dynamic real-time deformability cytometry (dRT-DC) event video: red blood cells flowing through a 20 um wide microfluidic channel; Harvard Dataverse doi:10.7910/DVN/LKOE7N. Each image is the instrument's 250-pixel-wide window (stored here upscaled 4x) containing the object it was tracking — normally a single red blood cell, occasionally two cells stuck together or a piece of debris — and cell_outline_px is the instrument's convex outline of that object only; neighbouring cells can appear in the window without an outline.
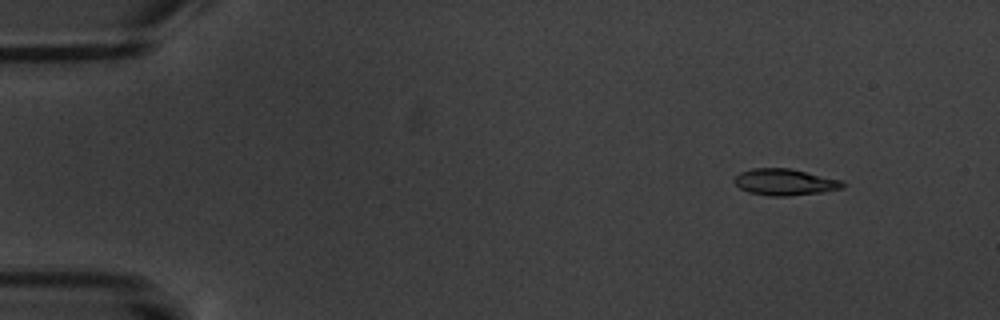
{"species": "common noctule bat (a hibernating species)", "species_latin": "Nyctalus noctula", "temperature_condition": "warm", "stored_images_in_passage": 5, "camera_frame_rate_fps": 3000, "um_per_image_px": 0.085, "animal": {"sex": "male", "body_mass_g": 20.1, "forearm_length_mm": 53.5}, "frame": {"image": 1, "passage_image": 2, "time_ms": 1.0, "image_size_px": [1000, 320], "cell_outline_px": [[848, 184], [844, 188], [820, 192], [788, 196], [772, 196], [748, 192], [740, 188], [732, 180], [740, 172], [752, 168], [792, 168], [844, 180]], "centroid_in_image_um": [66.77, 15.46], "position_along_channel_um": 18.2, "area_um2": 16.99}}